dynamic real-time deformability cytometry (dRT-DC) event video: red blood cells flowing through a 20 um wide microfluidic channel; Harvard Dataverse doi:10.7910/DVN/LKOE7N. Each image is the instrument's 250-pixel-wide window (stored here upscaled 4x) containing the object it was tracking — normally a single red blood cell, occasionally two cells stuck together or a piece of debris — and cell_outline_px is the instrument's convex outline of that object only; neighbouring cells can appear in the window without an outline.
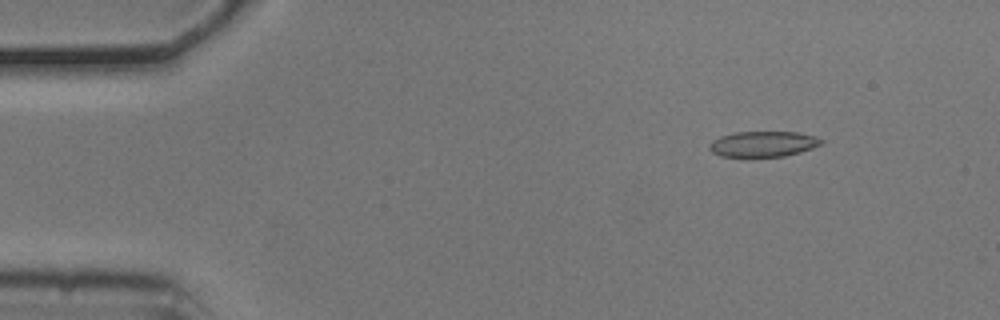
{"species": "common noctule bat (a hibernating species)", "species_latin": "Nyctalus noctula", "temperature_condition": "cold", "stored_images_in_passage": 54, "camera_frame_rate_fps": 3000, "um_per_image_px": 0.085, "animal": {"sex": "male", "body_mass_g": 20.5, "forearm_length_mm": 52.5}, "frame": {"image": 1, "passage_image": 7, "time_ms": 2.0, "image_size_px": [1000, 320], "cell_outline_px": [[824, 144], [800, 152], [784, 156], [752, 160], [720, 156], [712, 152], [708, 148], [708, 144], [712, 140], [720, 136], [736, 132], [796, 132], [816, 136], [824, 140]], "centroid_in_image_um": [64.83, 12.29], "position_along_channel_um": 20.2, "area_um2": 17.63}}
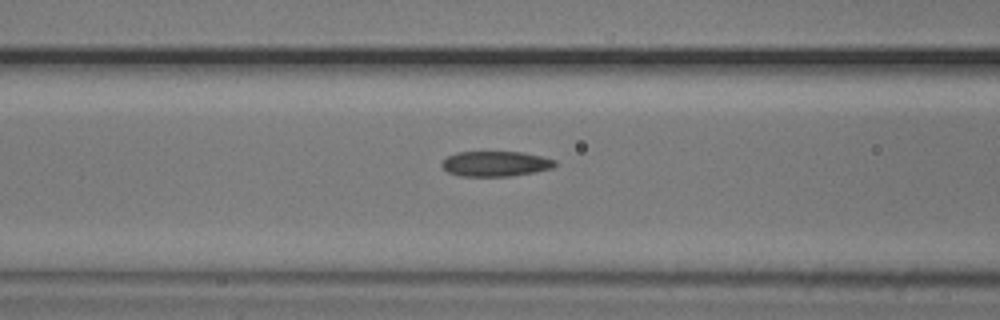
{"frame": {"image": 2, "passage_image": 22, "time_ms": 7.0, "image_size_px": [1000, 320], "cell_outline_px": [[556, 164], [552, 168], [536, 172], [512, 176], [460, 176], [448, 172], [440, 164], [448, 156], [456, 152], [524, 152], [556, 160]], "centroid_in_image_um": [42.13, 13.92], "position_along_channel_um": 124.5, "area_um2": 16.65}}
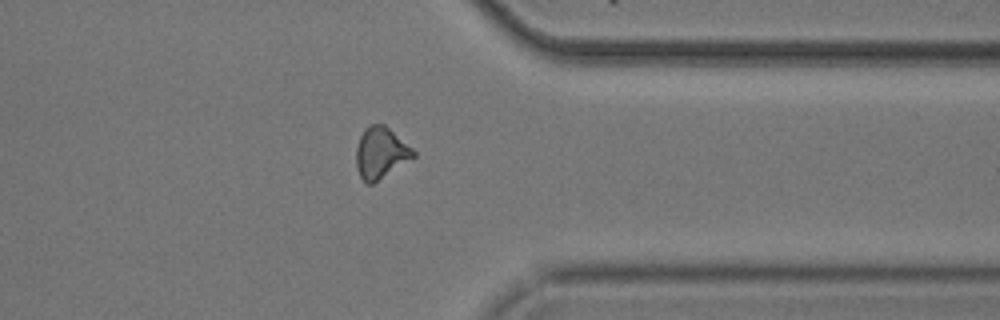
{"frame": {"image": 3, "passage_image": 43, "time_ms": 14.0, "image_size_px": [1000, 320], "cell_outline_px": [[416, 156], [372, 184], [364, 184], [356, 168], [356, 148], [360, 136], [364, 128], [368, 124], [384, 124], [412, 148], [416, 152]], "centroid_in_image_um": [32.33, 13.0], "position_along_channel_um": 379.1, "area_um2": 17.11}, "authors_computed_cell_mechanics": {"area_um2": 17.0799, "velocity_mm_per_s": 3.7333, "shape_relaxation_time_tau1_ms": 6.2555, "shape_relaxation_time_tau2_ms": 3.0773, "deformation_change_tau1": 0.1417, "deformation_change_tau2": 0.1152}}